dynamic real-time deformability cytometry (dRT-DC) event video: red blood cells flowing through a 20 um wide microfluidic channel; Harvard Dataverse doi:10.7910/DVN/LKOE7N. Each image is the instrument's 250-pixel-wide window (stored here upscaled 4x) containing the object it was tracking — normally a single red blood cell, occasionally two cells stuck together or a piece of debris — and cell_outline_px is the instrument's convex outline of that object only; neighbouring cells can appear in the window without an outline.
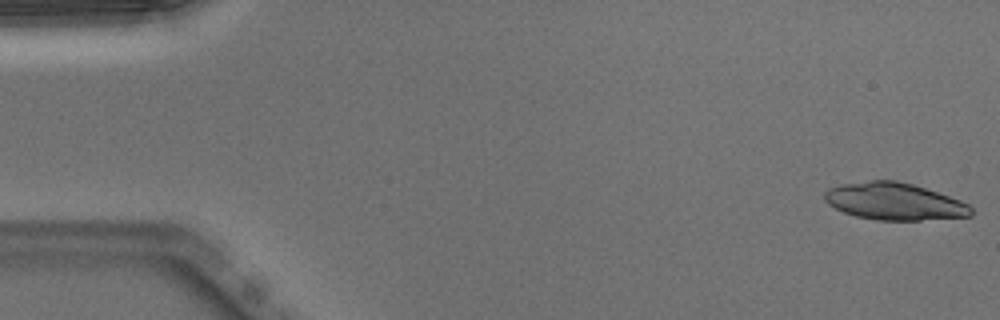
{"species": "Egyptian fruit bat (a non-hibernating species)", "species_latin": "Rousettus aegyptiacus", "temperature_condition": "warm", "stored_images_in_passage": 19, "camera_frame_rate_fps": 3000, "um_per_image_px": 0.085, "animal": {"sex": "male"}, "frame": {"image": 1, "passage_image": 1, "time_ms": 0.0, "image_size_px": [1000, 320], "cell_outline_px": [[972, 216], [920, 220], [876, 220], [856, 216], [844, 212], [828, 204], [824, 200], [824, 192], [828, 188], [840, 184], [872, 180], [896, 180], [912, 184], [960, 200], [968, 204], [972, 208]], "centroid_in_image_um": [75.99, 17.12], "position_along_channel_um": 9.0, "area_um2": 31.62}}
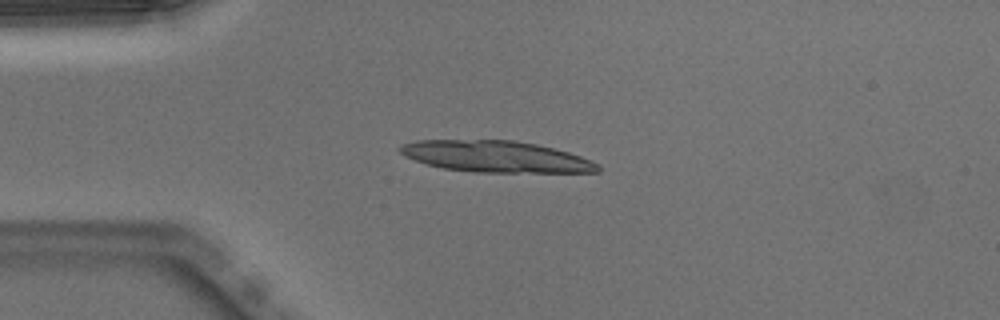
{"frame": {"image": 2, "passage_image": 12, "time_ms": 3.667, "image_size_px": [1000, 320], "cell_outline_px": [[600, 172], [472, 172], [444, 168], [428, 164], [404, 156], [396, 148], [404, 144], [416, 140], [512, 140], [536, 144], [568, 152], [580, 156], [600, 164]], "centroid_in_image_um": [42.15, 13.31], "position_along_channel_um": 42.9, "area_um2": 36.01}}